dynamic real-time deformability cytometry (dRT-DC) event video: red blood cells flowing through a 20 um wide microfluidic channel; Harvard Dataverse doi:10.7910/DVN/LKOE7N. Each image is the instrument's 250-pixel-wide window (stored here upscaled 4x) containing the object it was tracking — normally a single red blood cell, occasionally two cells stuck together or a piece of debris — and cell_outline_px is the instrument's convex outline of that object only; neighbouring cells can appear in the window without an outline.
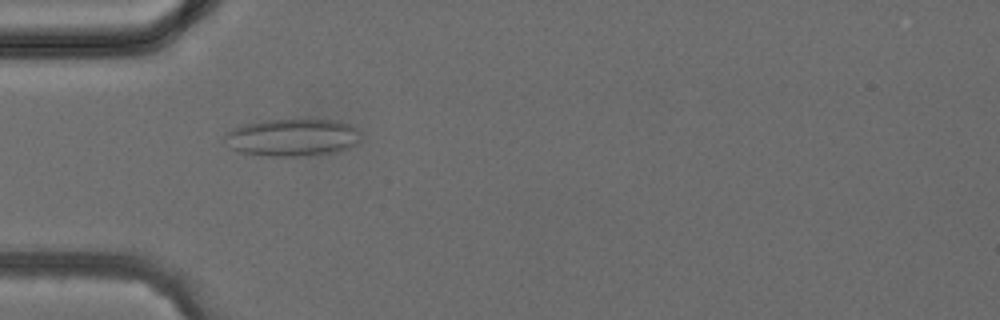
{"species": "common noctule bat (a hibernating species)", "species_latin": "Nyctalus noctula", "temperature_condition": "cold", "stored_images_in_passage": 11, "camera_frame_rate_fps": 3000, "um_per_image_px": 0.085, "animal": {"sex": "female", "body_mass_g": 24.6, "forearm_length_mm": 56.2}, "frame": {"image": 1, "passage_image": 6, "time_ms": 1.667, "image_size_px": [1000, 320], "cell_outline_px": [[360, 140], [356, 144], [348, 148], [332, 152], [304, 156], [268, 156], [240, 152], [228, 148], [224, 136], [232, 128], [244, 124], [260, 120], [340, 120], [352, 124], [360, 132]], "centroid_in_image_um": [24.85, 11.68], "position_along_channel_um": 60.2, "area_um2": 29.88}}